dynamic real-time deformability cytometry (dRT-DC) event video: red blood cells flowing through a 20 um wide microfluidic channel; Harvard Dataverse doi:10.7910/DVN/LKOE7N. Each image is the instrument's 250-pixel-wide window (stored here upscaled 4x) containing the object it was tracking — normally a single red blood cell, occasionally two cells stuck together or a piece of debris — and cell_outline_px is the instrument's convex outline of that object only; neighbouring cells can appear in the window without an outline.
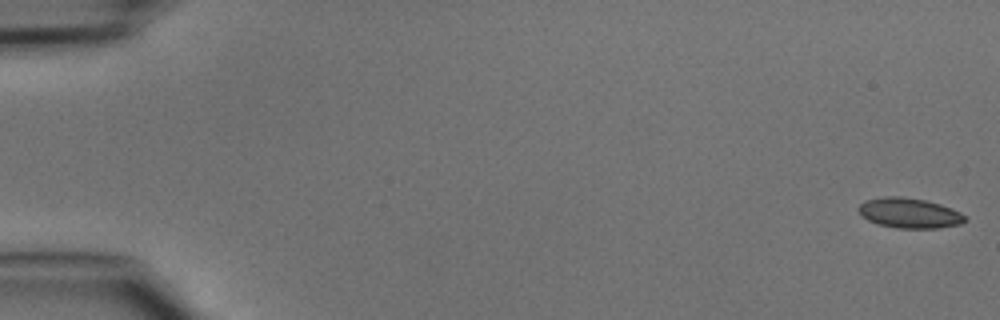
{"species": "common noctule bat (a hibernating species)", "species_latin": "Nyctalus noctula", "temperature_condition": "cold", "stored_images_in_passage": 48, "camera_frame_rate_fps": 3000, "um_per_image_px": 0.085, "animal": {"sex": "male", "body_mass_g": 15.6}, "frame": {"image": 1, "passage_image": 1, "time_ms": 0.0, "image_size_px": [1000, 320], "cell_outline_px": [[968, 220], [960, 224], [936, 228], [896, 228], [876, 224], [868, 220], [856, 208], [864, 200], [884, 196], [900, 196], [924, 200], [940, 204], [952, 208], [960, 212]], "centroid_in_image_um": [77.28, 18.1], "position_along_channel_um": 7.7, "area_um2": 18.73}}
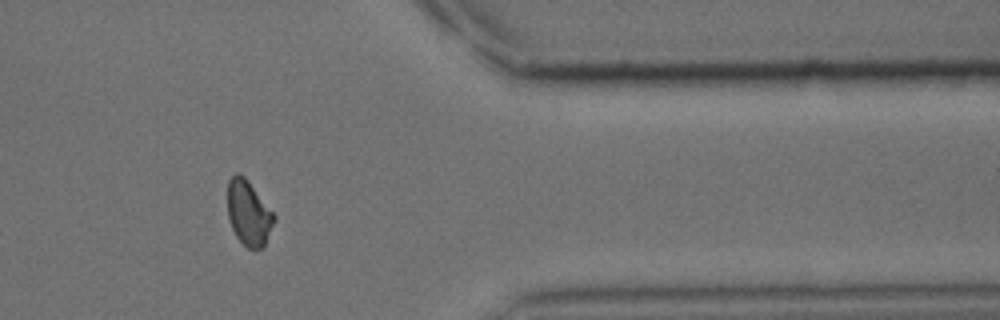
{"frame": {"image": 2, "passage_image": 40, "time_ms": 13.0, "image_size_px": [1000, 320], "cell_outline_px": [[276, 220], [264, 248], [248, 248], [236, 236], [232, 228], [228, 216], [228, 180], [236, 172], [240, 172], [248, 180], [276, 216]], "centroid_in_image_um": [21.15, 18.1], "position_along_channel_um": 390.2, "area_um2": 17.69}}
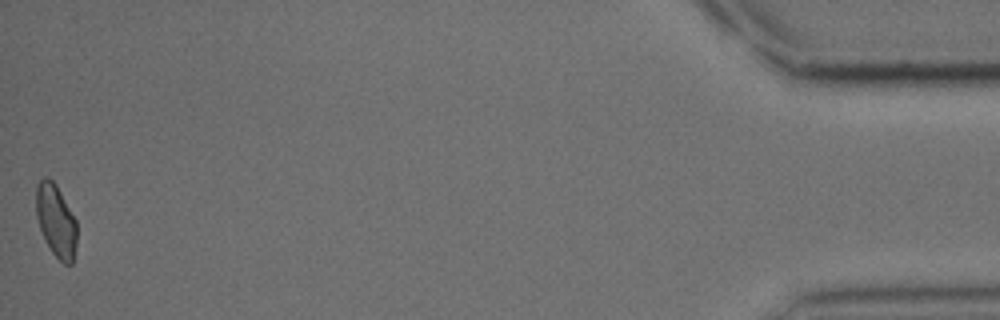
{"frame": {"image": 3, "passage_image": 48, "time_ms": 15.667, "image_size_px": [1000, 320], "cell_outline_px": [[76, 244], [72, 264], [64, 264], [52, 252], [40, 228], [36, 216], [36, 184], [44, 176], [48, 176], [56, 184], [76, 220]], "centroid_in_image_um": [4.75, 18.72], "position_along_channel_um": 430.5, "area_um2": 17.11}}